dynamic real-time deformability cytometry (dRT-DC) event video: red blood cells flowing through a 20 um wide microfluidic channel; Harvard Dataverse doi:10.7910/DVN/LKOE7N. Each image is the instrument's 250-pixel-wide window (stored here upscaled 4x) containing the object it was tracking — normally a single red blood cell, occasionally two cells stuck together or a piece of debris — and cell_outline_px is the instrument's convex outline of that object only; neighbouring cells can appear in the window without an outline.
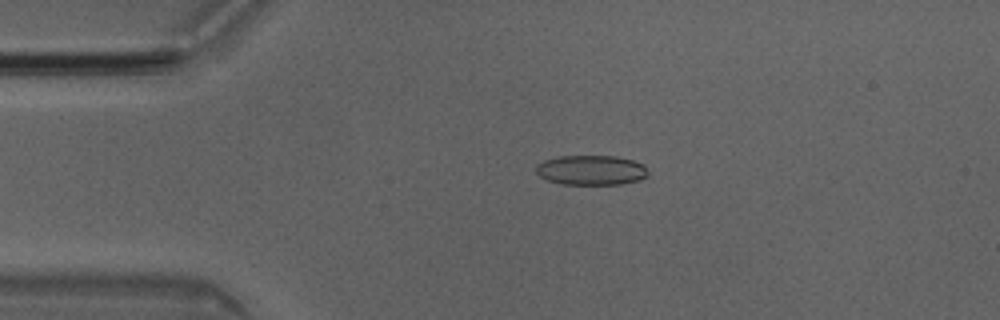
{"species": "Egyptian fruit bat (a non-hibernating species)", "species_latin": "Rousettus aegyptiacus", "temperature_condition": "room temperature", "stored_images_in_passage": 50, "camera_frame_rate_fps": 3000, "um_per_image_px": 0.085, "animal": {"sex": "male"}, "frame": {"image": 1, "passage_image": 10, "time_ms": 3.0, "image_size_px": [1000, 320], "cell_outline_px": [[648, 176], [640, 180], [620, 184], [560, 184], [548, 180], [540, 176], [536, 172], [536, 164], [544, 160], [560, 156], [616, 156], [632, 160], [644, 164], [648, 172]], "centroid_in_image_um": [50.26, 14.46], "position_along_channel_um": 34.7, "area_um2": 19.54}}
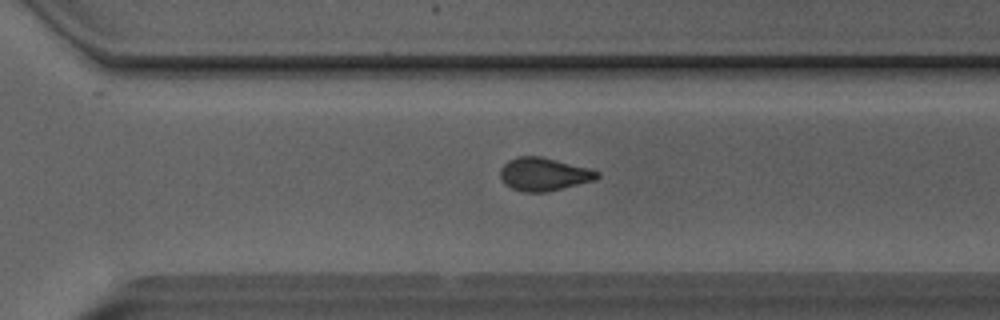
{"frame": {"image": 2, "passage_image": 34, "time_ms": 11.0, "image_size_px": [1000, 320], "cell_outline_px": [[600, 176], [596, 180], [548, 192], [520, 192], [512, 188], [500, 176], [500, 168], [508, 160], [520, 156], [540, 156], [592, 168], [600, 172]], "centroid_in_image_um": [46.28, 14.81], "position_along_channel_um": 324.3, "area_um2": 18.84}}
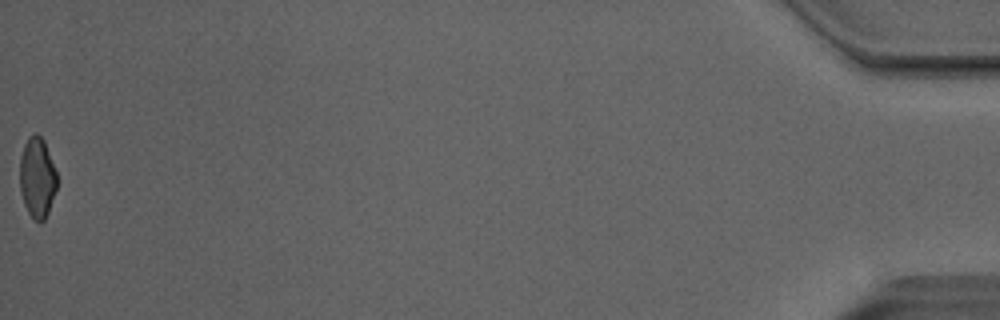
{"frame": {"image": 3, "passage_image": 50, "time_ms": 16.333, "image_size_px": [1000, 320], "cell_outline_px": [[60, 180], [48, 212], [44, 220], [40, 224], [28, 212], [24, 204], [20, 192], [20, 156], [24, 144], [28, 136], [36, 132], [44, 140]], "centroid_in_image_um": [3.18, 15.08], "position_along_channel_um": 432.0, "area_um2": 17.8}, "authors_computed_cell_mechanics": {"area_um2": 18.8717, "velocity_mm_per_s": 4.0544, "shape_relaxation_time_tau1_ms": null, "shape_relaxation_time_tau2_ms": 1.852, "deformation_change_tau1": null, "deformation_change_tau2": 0.0706}}